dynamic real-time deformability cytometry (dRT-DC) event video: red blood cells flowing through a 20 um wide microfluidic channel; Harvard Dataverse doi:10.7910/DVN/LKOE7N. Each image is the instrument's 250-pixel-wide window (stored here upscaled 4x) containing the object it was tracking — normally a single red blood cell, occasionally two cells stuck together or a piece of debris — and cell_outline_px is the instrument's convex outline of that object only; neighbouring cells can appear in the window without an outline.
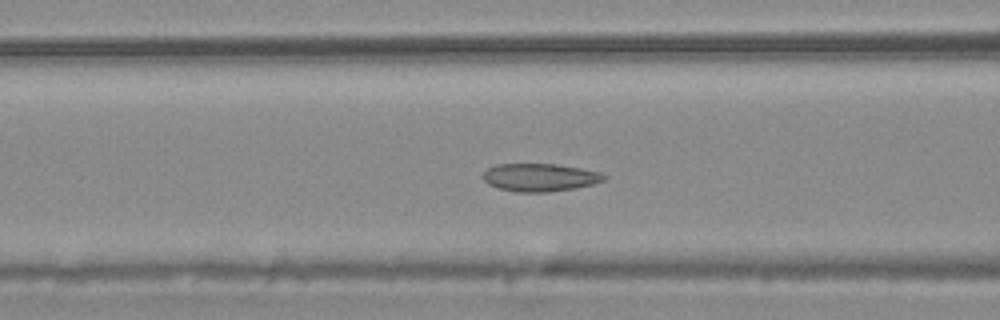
{"species": "common noctule bat (a hibernating species)", "species_latin": "Nyctalus noctula", "temperature_condition": "warm", "stored_images_in_passage": 55, "camera_frame_rate_fps": 3000, "um_per_image_px": 0.085, "animal": {"sex": "male", "body_mass_g": 20.4}, "frame": {"image": 1, "passage_image": 22, "time_ms": 7.0, "image_size_px": [1000, 320], "cell_outline_px": [[608, 176], [604, 180], [592, 184], [572, 188], [548, 192], [516, 192], [500, 188], [488, 184], [480, 176], [488, 168], [496, 164], [556, 164], [580, 168], [600, 172]], "centroid_in_image_um": [45.86, 15.07], "position_along_channel_um": 120.7, "area_um2": 19.59}}
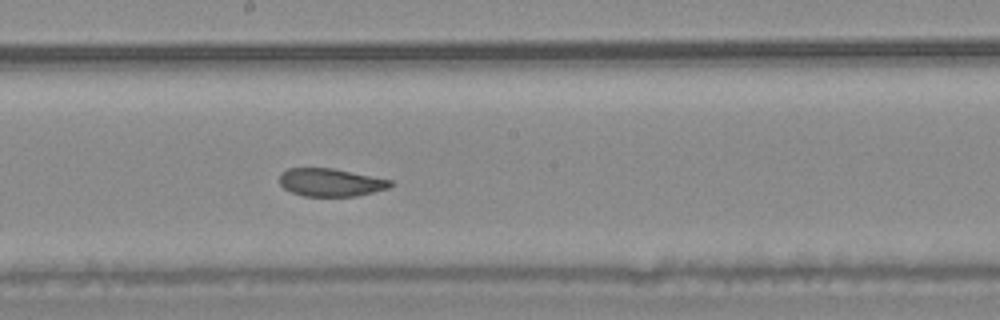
{"frame": {"image": 2, "passage_image": 30, "time_ms": 9.667, "image_size_px": [1000, 320], "cell_outline_px": [[392, 184], [388, 188], [356, 196], [304, 196], [292, 192], [284, 188], [280, 184], [280, 172], [288, 168], [332, 168], [392, 180]], "centroid_in_image_um": [28.08, 15.5], "position_along_channel_um": 220.1, "area_um2": 17.92}}
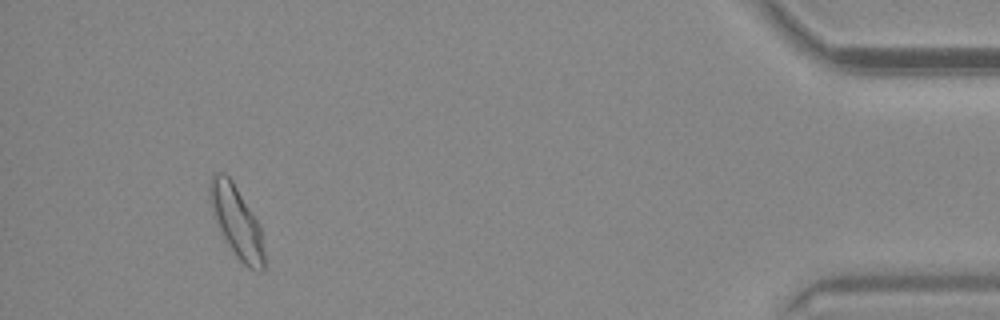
{"frame": {"image": 3, "passage_image": 51, "time_ms": 16.667, "image_size_px": [1000, 320], "cell_outline_px": [[264, 268], [260, 272], [248, 268], [236, 256], [212, 216], [208, 196], [208, 184], [212, 172], [224, 172], [232, 180], [260, 224], [264, 252]], "centroid_in_image_um": [20.08, 18.78], "position_along_channel_um": 415.1, "area_um2": 22.83}, "authors_computed_cell_mechanics": {"area_um2": 20.4034, "velocity_mm_per_s": 3.7334, "shape_relaxation_time_tau1_ms": null, "shape_relaxation_time_tau2_ms": 3.0327, "deformation_change_tau1": null, "deformation_change_tau2": 0.0655}}